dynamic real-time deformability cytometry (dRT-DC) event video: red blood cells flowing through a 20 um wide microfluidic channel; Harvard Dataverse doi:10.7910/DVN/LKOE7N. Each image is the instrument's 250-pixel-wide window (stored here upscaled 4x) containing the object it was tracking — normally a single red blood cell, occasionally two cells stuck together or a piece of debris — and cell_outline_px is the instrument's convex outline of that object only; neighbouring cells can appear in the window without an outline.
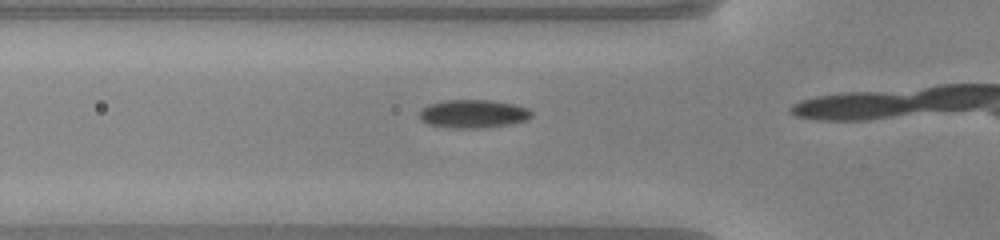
{"species": "common noctule bat (a hibernating species)", "species_latin": "Nyctalus noctula", "temperature_condition": "warm", "stored_images_in_passage": 13, "camera_frame_rate_fps": 3000, "um_per_image_px": 0.085, "animal": {"sex": "male", "body_mass_g": 20.0, "forearm_length_mm": 53.3}, "frame": {"image": 1, "passage_image": 10, "time_ms": 3.0, "image_size_px": [1000, 240], "cell_outline_px": [[532, 116], [528, 120], [508, 124], [480, 128], [448, 128], [428, 124], [420, 120], [420, 108], [428, 104], [444, 100], [492, 100], [516, 104], [528, 108], [532, 112]], "centroid_in_image_um": [40.21, 9.67], "position_along_channel_um": 85.6, "area_um2": 18.73}}